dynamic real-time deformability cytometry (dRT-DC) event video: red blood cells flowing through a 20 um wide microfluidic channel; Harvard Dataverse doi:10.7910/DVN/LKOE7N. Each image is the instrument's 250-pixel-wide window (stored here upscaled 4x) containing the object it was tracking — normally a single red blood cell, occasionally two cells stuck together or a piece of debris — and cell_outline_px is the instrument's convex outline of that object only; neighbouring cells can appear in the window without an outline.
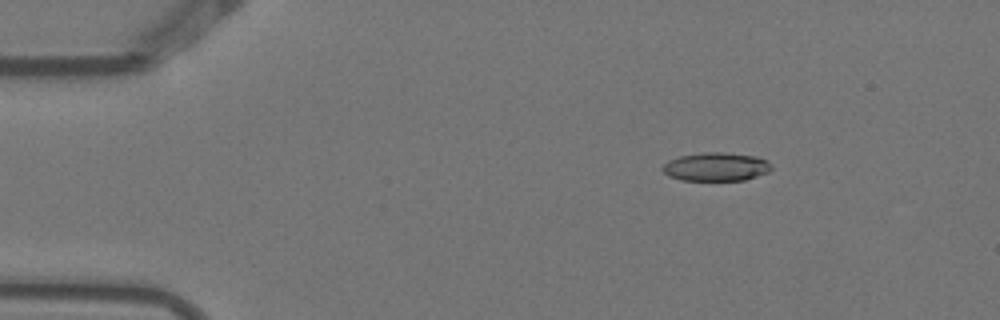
{"species": "Egyptian fruit bat (a non-hibernating species)", "species_latin": "Rousettus aegyptiacus", "temperature_condition": "warm", "stored_images_in_passage": 5, "segment_of_instrument_passage": [1, 2], "camera_frame_rate_fps": 3000, "um_per_image_px": 0.085, "animal": {"sex": "female"}, "frame": {"image": 1, "passage_image": 3, "time_ms": 0.667, "image_size_px": [1000, 320], "cell_outline_px": [[772, 168], [768, 172], [744, 180], [680, 180], [668, 176], [660, 168], [668, 160], [680, 156], [704, 152], [724, 152], [756, 156], [772, 164]], "centroid_in_image_um": [60.84, 14.17], "position_along_channel_um": 24.2, "area_um2": 18.09}}